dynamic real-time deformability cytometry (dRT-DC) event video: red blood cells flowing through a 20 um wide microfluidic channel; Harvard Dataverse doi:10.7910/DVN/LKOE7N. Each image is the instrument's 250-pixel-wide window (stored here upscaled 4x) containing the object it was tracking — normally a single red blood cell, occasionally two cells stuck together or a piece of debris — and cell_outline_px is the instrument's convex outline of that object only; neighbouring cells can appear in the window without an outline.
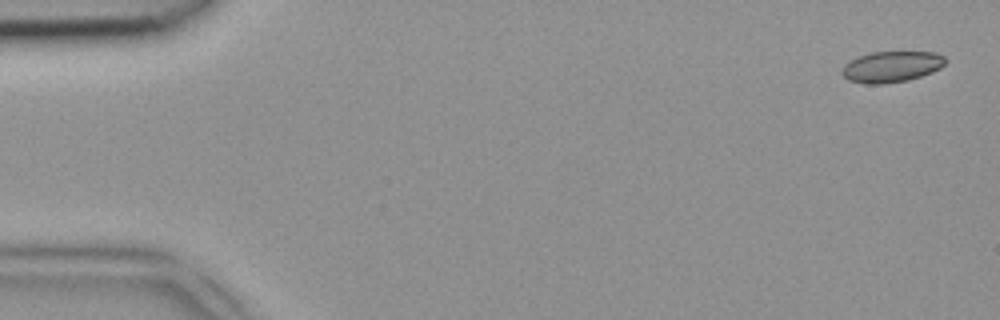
{"species": "common noctule bat (a hibernating species)", "species_latin": "Nyctalus noctula", "temperature_condition": "room temperature", "stored_images_in_passage": 11, "camera_frame_rate_fps": 3000, "um_per_image_px": 0.085, "animal": {"sex": "female", "body_mass_g": 18.4}, "frame": {"image": 1, "passage_image": 2, "time_ms": 0.333, "image_size_px": [1000, 320], "cell_outline_px": [[944, 64], [940, 68], [932, 72], [908, 80], [880, 84], [864, 84], [848, 80], [840, 72], [844, 64], [860, 56], [872, 52], [936, 52], [944, 56]], "centroid_in_image_um": [75.76, 5.67], "position_along_channel_um": 9.2, "area_um2": 18.55}}